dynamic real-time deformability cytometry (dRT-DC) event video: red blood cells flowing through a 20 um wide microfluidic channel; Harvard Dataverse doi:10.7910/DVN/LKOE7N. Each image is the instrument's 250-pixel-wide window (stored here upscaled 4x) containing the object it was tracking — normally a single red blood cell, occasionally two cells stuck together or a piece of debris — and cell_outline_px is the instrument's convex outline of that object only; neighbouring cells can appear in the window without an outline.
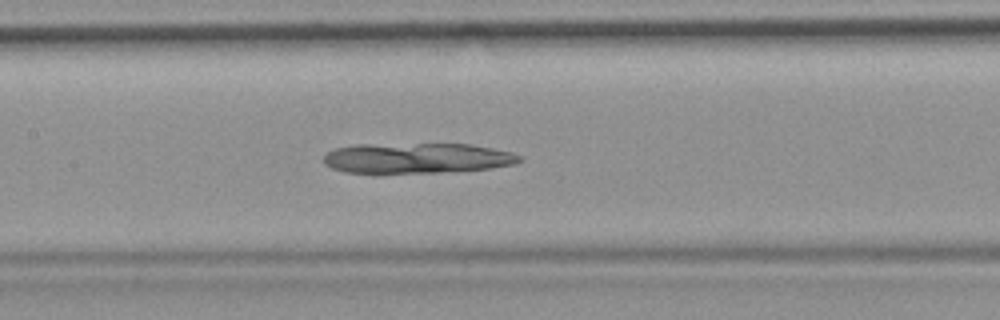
{"species": "common noctule bat (a hibernating species)", "species_latin": "Nyctalus noctula", "temperature_condition": "room temperature", "stored_images_in_passage": 46, "camera_frame_rate_fps": 3000, "um_per_image_px": 0.085, "animal": {"sex": "female", "body_mass_g": 19.9}, "frame": {"image": 1, "passage_image": 18, "time_ms": 5.667, "image_size_px": [1000, 320], "cell_outline_px": [[524, 160], [516, 164], [492, 168], [440, 172], [376, 176], [344, 172], [332, 168], [324, 164], [324, 156], [328, 152], [336, 148], [356, 144], [472, 144], [512, 152], [524, 156]], "centroid_in_image_um": [35.41, 13.48], "position_along_channel_um": 172.0, "area_um2": 36.01}}
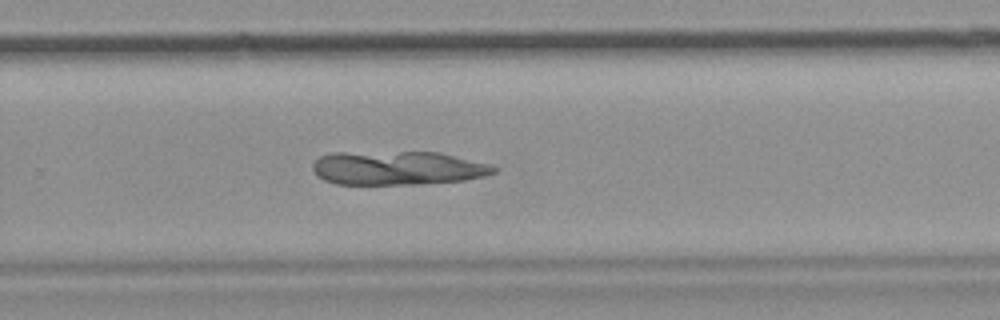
{"frame": {"image": 2, "passage_image": 28, "time_ms": 9.0, "image_size_px": [1000, 320], "cell_outline_px": [[496, 172], [484, 176], [464, 180], [420, 184], [336, 184], [324, 180], [316, 176], [312, 168], [312, 164], [320, 156], [332, 152], [440, 152], [492, 164], [496, 168]], "centroid_in_image_um": [33.79, 14.28], "position_along_channel_um": 296.0, "area_um2": 36.01}}